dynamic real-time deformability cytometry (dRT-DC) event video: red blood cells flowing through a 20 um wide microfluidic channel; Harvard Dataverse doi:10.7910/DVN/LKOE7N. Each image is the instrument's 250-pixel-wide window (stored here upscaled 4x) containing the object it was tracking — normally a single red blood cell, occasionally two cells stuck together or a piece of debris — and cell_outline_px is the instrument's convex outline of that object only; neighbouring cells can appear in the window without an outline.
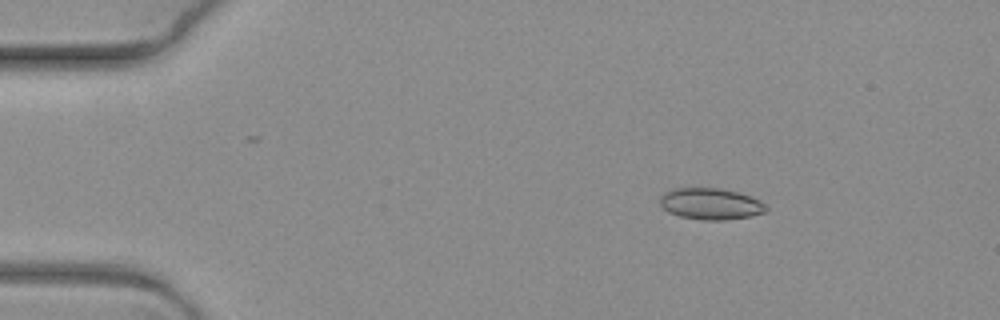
{"species": "common noctule bat (a hibernating species)", "species_latin": "Nyctalus noctula", "temperature_condition": "warm", "stored_images_in_passage": 4, "camera_frame_rate_fps": 3000, "um_per_image_px": 0.085, "animal": {"sex": "female", "body_mass_g": 19.3, "forearm_length_mm": 54.1}, "frame": {"image": 1, "passage_image": 1, "time_ms": 0.0, "image_size_px": [1000, 320], "cell_outline_px": [[768, 212], [752, 216], [728, 220], [700, 220], [680, 216], [668, 212], [660, 204], [660, 196], [664, 192], [672, 188], [720, 188], [740, 192], [752, 196], [760, 200], [768, 208]], "centroid_in_image_um": [60.44, 17.33], "position_along_channel_um": 24.6, "area_um2": 19.83}}
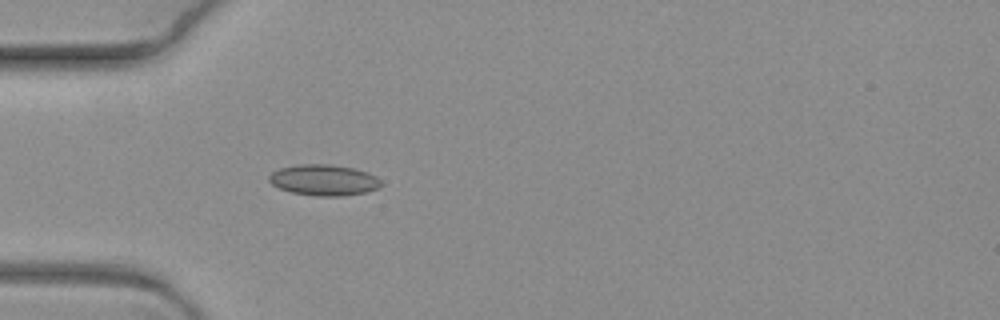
{"frame": {"image": 2, "passage_image": 4, "time_ms": 1.0, "image_size_px": [1000, 320], "cell_outline_px": [[380, 184], [376, 188], [368, 192], [344, 196], [316, 196], [292, 192], [280, 188], [272, 184], [268, 180], [268, 176], [272, 172], [280, 168], [300, 164], [328, 164], [352, 168], [368, 172], [376, 176], [380, 180]], "centroid_in_image_um": [27.52, 15.31], "position_along_channel_um": 57.5, "area_um2": 20.11}}